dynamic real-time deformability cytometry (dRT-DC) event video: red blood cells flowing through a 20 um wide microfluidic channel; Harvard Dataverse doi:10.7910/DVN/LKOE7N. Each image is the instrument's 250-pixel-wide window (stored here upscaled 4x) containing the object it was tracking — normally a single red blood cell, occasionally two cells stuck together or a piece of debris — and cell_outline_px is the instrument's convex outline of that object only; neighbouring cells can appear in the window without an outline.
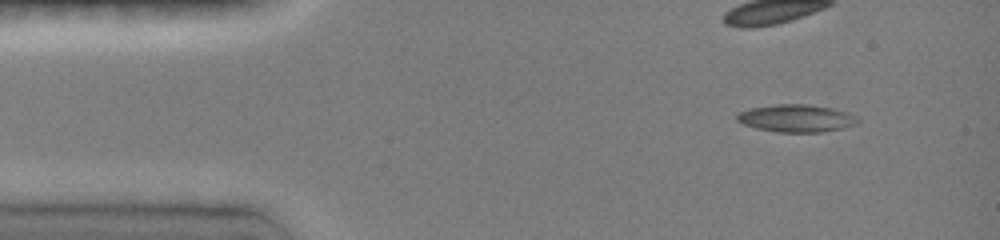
{"species": "common noctule bat (a hibernating species)", "species_latin": "Nyctalus noctula", "temperature_condition": "room temperature", "stored_images_in_passage": 37, "camera_frame_rate_fps": 3000, "um_per_image_px": 0.085, "animal": {"sex": "female", "body_mass_g": 19.0, "forearm_length_mm": 51.5}, "frame": {"image": 1, "passage_image": 1, "time_ms": 0.0, "image_size_px": [1000, 240], "cell_outline_px": [[860, 120], [856, 124], [840, 128], [820, 132], [776, 132], [756, 128], [744, 124], [736, 120], [736, 112], [748, 108], [776, 104], [808, 104], [832, 108], [848, 112]], "centroid_in_image_um": [67.63, 10.04], "position_along_channel_um": 17.4, "area_um2": 19.42}}